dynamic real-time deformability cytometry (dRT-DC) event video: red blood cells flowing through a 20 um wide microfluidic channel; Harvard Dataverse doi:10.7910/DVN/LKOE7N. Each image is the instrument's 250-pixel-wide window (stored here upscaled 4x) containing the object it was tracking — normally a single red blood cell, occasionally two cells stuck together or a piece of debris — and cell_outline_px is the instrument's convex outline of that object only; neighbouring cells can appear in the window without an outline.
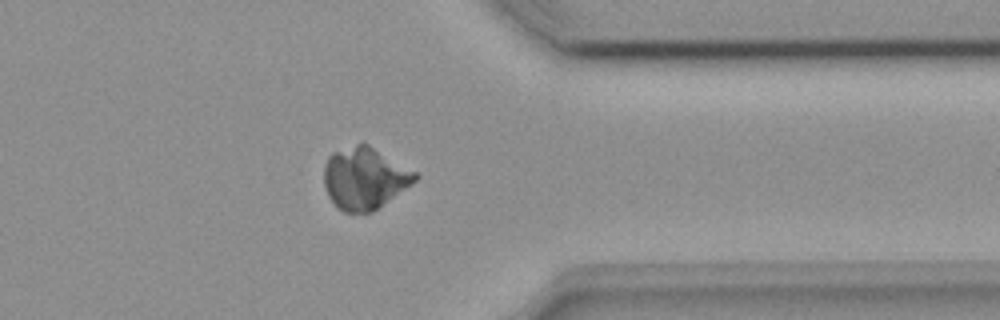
{"species": "common noctule bat (a hibernating species)", "species_latin": "Nyctalus noctula", "temperature_condition": "room temperature", "stored_images_in_passage": 41, "camera_frame_rate_fps": 3000, "um_per_image_px": 0.085, "animal": {"sex": "female", "body_mass_g": 18.4}, "frame": {"image": 1, "passage_image": 30, "time_ms": 9.667, "image_size_px": [1000, 320], "cell_outline_px": [[420, 176], [416, 180], [372, 212], [344, 212], [328, 196], [324, 184], [324, 164], [328, 156], [332, 152], [356, 144], [368, 144], [416, 172]], "centroid_in_image_um": [30.96, 15.14], "position_along_channel_um": 380.4, "area_um2": 32.37}}
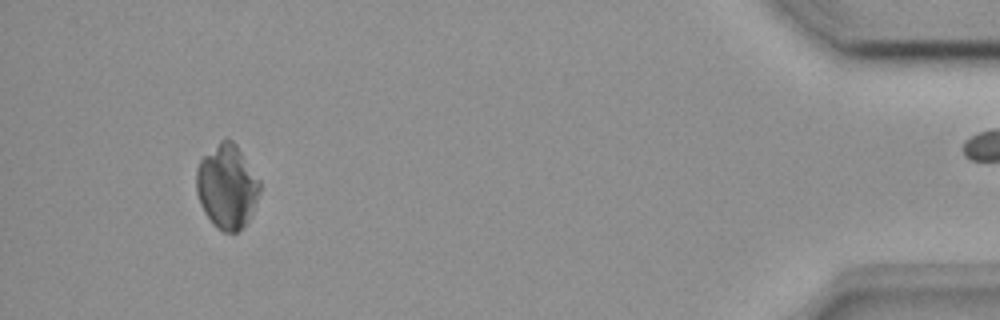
{"frame": {"image": 2, "passage_image": 37, "time_ms": 12.0, "image_size_px": [1000, 320], "cell_outline_px": [[260, 192], [252, 216], [236, 232], [224, 232], [216, 228], [212, 224], [204, 212], [200, 204], [196, 192], [196, 168], [200, 160], [220, 140], [232, 140], [236, 144], [260, 180]], "centroid_in_image_um": [19.29, 15.87], "position_along_channel_um": 415.9, "area_um2": 31.21}}